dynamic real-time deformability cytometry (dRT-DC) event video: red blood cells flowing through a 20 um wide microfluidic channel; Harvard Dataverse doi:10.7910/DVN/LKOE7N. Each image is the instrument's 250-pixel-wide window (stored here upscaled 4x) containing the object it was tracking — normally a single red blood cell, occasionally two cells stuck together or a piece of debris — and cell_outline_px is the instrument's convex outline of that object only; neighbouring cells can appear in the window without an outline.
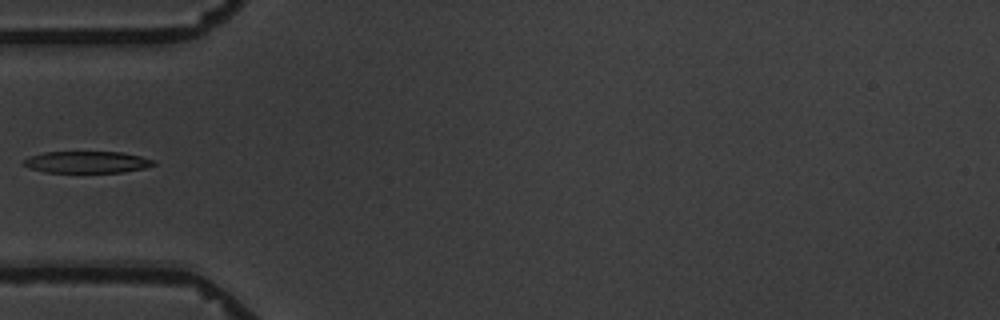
{"species": "common noctule bat (a hibernating species)", "species_latin": "Nyctalus noctula", "temperature_condition": "warm", "stored_images_in_passage": 7, "camera_frame_rate_fps": 3000, "um_per_image_px": 0.085, "animal": {"sex": "male", "body_mass_g": 19.5, "forearm_length_mm": 54.6}, "frame": {"image": 1, "passage_image": 3, "time_ms": 2.333, "image_size_px": [1000, 320], "cell_outline_px": [[156, 164], [144, 168], [124, 172], [44, 172], [32, 168], [24, 164], [24, 160], [28, 156], [44, 152], [120, 152], [140, 156], [156, 160]], "centroid_in_image_um": [7.42, 13.77], "position_along_channel_um": 77.6, "area_um2": 16.36}}
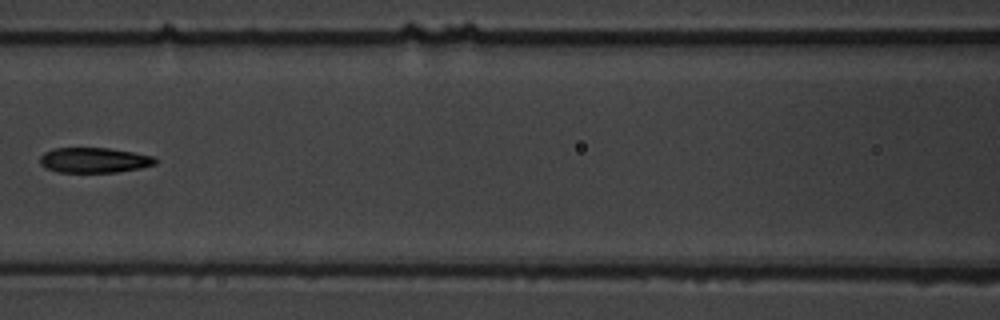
{"frame": {"image": 2, "passage_image": 5, "time_ms": 4.667, "image_size_px": [1000, 320], "cell_outline_px": [[156, 164], [140, 168], [116, 172], [56, 172], [44, 168], [40, 164], [40, 156], [44, 152], [56, 148], [108, 148], [132, 152], [152, 156], [156, 160]], "centroid_in_image_um": [7.95, 13.62], "position_along_channel_um": 158.6, "area_um2": 16.88}}
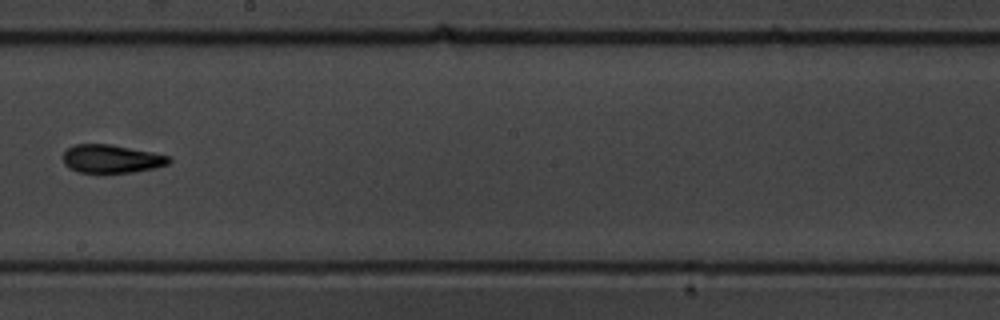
{"frame": {"image": 3, "passage_image": 7, "time_ms": 7.0, "image_size_px": [1000, 320], "cell_outline_px": [[172, 160], [168, 164], [152, 168], [132, 172], [76, 172], [68, 168], [64, 164], [64, 152], [68, 148], [76, 144], [112, 144], [172, 156]], "centroid_in_image_um": [9.48, 13.49], "position_along_channel_um": 238.7, "area_um2": 17.4}}